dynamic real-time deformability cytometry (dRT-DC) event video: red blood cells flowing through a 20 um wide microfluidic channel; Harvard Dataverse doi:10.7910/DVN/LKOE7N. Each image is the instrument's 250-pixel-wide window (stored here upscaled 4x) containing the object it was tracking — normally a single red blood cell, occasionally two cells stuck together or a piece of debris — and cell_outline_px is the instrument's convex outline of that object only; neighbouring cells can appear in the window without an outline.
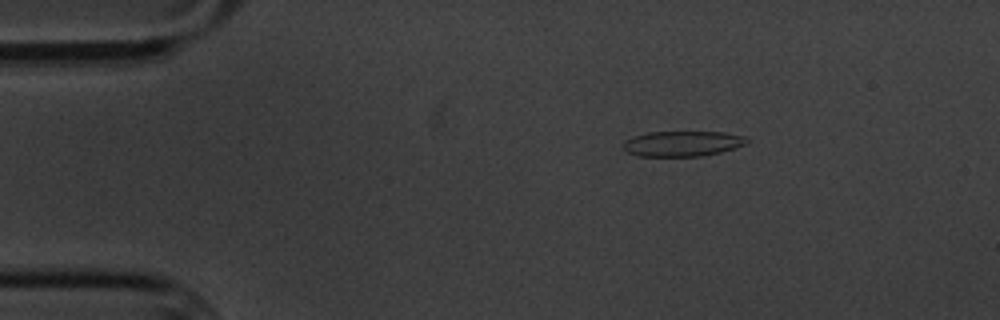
{"species": "common noctule bat (a hibernating species)", "species_latin": "Nyctalus noctula", "temperature_condition": "cold", "stored_images_in_passage": 5, "segment_of_instrument_passage": [2, 2], "camera_frame_rate_fps": 3000, "um_per_image_px": 0.085, "animal": {"sex": "male", "body_mass_g": 20.1, "forearm_length_mm": 53.5}, "frame": {"image": 1, "passage_image": 5, "time_ms": 5.667, "image_size_px": [1000, 320], "cell_outline_px": [[748, 144], [720, 152], [700, 156], [636, 156], [628, 152], [624, 148], [624, 140], [632, 136], [648, 132], [724, 132], [744, 136], [748, 140]], "centroid_in_image_um": [58.0, 12.2], "position_along_channel_um": 27.0, "area_um2": 18.26}}